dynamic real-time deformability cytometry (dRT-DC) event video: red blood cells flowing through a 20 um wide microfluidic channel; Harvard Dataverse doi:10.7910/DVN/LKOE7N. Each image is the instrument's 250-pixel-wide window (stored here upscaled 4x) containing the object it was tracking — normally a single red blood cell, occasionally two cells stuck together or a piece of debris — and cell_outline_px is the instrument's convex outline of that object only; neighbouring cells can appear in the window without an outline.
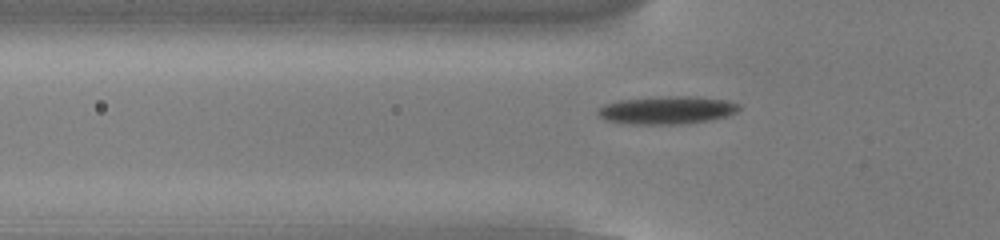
{"species": "common noctule bat (a hibernating species)", "species_latin": "Nyctalus noctula", "temperature_condition": "cold", "stored_images_in_passage": 50, "camera_frame_rate_fps": 3000, "um_per_image_px": 0.085, "animal": {"sex": "male", "body_mass_g": 13.0, "forearm_length_mm": 53.1}, "frame": {"image": 1, "passage_image": 14, "time_ms": 4.333, "image_size_px": [1000, 240], "cell_outline_px": [[740, 108], [736, 112], [728, 116], [712, 120], [680, 124], [628, 124], [604, 120], [596, 112], [596, 108], [604, 104], [620, 100], [668, 96], [696, 96], [728, 100], [740, 104]], "centroid_in_image_um": [56.7, 9.36], "position_along_channel_um": 69.1, "area_um2": 23.24}}
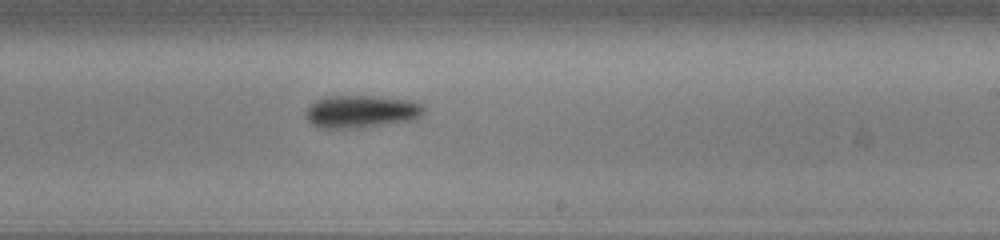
{"frame": {"image": 2, "passage_image": 29, "time_ms": 9.333, "image_size_px": [1000, 240], "cell_outline_px": [[424, 112], [416, 120], [364, 128], [316, 128], [304, 116], [308, 108], [316, 100], [328, 96], [372, 96], [404, 100], [420, 104], [424, 108]], "centroid_in_image_um": [30.68, 9.51], "position_along_channel_um": 258.3, "area_um2": 22.48}}
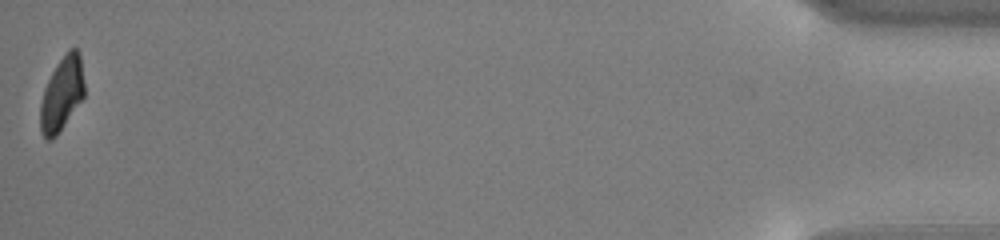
{"frame": {"image": 3, "passage_image": 50, "time_ms": 16.333, "image_size_px": [1000, 240], "cell_outline_px": [[84, 96], [56, 136], [52, 140], [44, 140], [40, 132], [40, 104], [44, 88], [56, 64], [68, 48], [76, 48], [80, 52], [84, 84]], "centroid_in_image_um": [5.24, 7.98], "position_along_channel_um": 430.0, "area_um2": 19.07}, "authors_computed_cell_mechanics": {"area_um2": 21.1548, "velocity_mm_per_s": 3.8122, "shape_relaxation_time_tau1_ms": 2.3412, "shape_relaxation_time_tau2_ms": null, "deformation_change_tau1": 0.1294, "deformation_change_tau2": null}}